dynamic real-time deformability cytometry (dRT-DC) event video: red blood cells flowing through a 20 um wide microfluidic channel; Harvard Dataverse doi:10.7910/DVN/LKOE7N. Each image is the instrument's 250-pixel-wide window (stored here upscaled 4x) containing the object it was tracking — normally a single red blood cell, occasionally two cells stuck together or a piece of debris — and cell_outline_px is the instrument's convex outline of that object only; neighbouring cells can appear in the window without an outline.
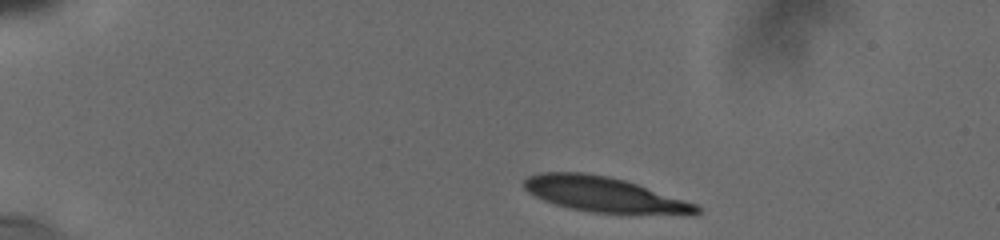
{"species": "human", "species_latin": "Homo sapiens", "temperature_condition": "cold", "stored_images_in_passage": 30, "camera_frame_rate_fps": 3000, "um_per_image_px": 0.085, "donor": {"sex": "male"}, "frame": {"image": 1, "passage_image": 1, "time_ms": 0.0, "image_size_px": [1000, 240], "cell_outline_px": [[700, 212], [592, 212], [572, 208], [556, 204], [544, 200], [528, 192], [524, 188], [524, 180], [528, 176], [540, 172], [584, 172], [608, 176], [624, 180], [696, 204], [700, 208]], "centroid_in_image_um": [51.18, 16.47], "position_along_channel_um": 33.8, "area_um2": 33.76}}
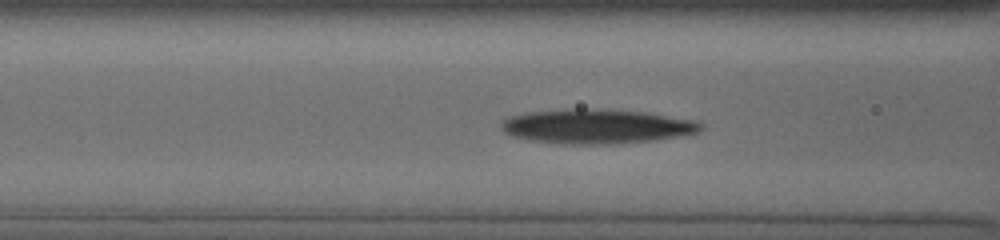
{"frame": {"image": 2, "passage_image": 19, "time_ms": 4.333, "image_size_px": [1000, 240], "cell_outline_px": [[704, 128], [696, 132], [656, 140], [608, 144], [560, 144], [528, 140], [508, 136], [500, 128], [500, 124], [504, 120], [512, 116], [528, 112], [644, 112], [696, 120], [704, 124]], "centroid_in_image_um": [50.72, 10.81], "position_along_channel_um": 115.9, "area_um2": 38.38}}
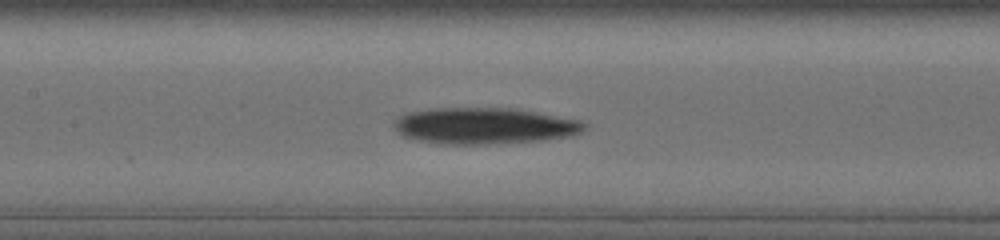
{"frame": {"image": 3, "passage_image": 26, "time_ms": 5.667, "image_size_px": [1000, 240], "cell_outline_px": [[588, 128], [572, 136], [544, 140], [492, 144], [436, 144], [416, 140], [400, 136], [396, 132], [392, 124], [392, 120], [408, 112], [432, 108], [512, 108], [536, 112], [580, 120], [588, 124]], "centroid_in_image_um": [41.13, 10.7], "position_along_channel_um": 166.3, "area_um2": 40.92}}